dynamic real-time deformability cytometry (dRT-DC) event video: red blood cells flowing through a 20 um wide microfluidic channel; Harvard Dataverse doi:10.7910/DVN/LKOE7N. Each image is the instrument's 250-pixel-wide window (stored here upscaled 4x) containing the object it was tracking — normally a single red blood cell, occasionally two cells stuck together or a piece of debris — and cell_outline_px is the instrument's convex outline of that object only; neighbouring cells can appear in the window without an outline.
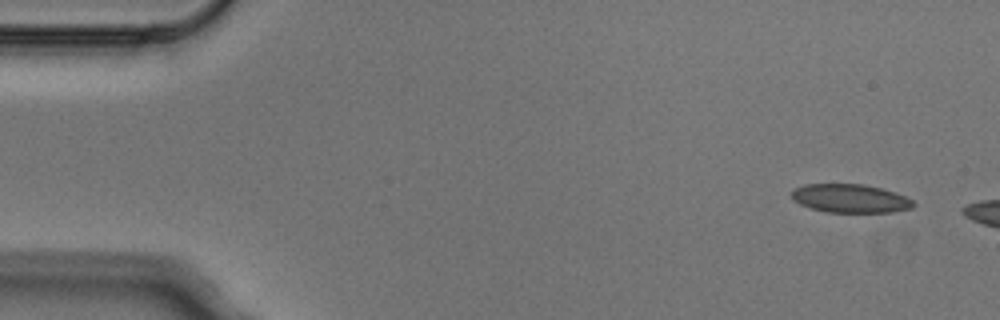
{"species": "Egyptian fruit bat (a non-hibernating species)", "species_latin": "Rousettus aegyptiacus", "temperature_condition": "cold", "stored_images_in_passage": 4, "camera_frame_rate_fps": 3000, "um_per_image_px": 0.085, "animal": {"sex": "male"}, "frame": {"image": 1, "passage_image": 1, "time_ms": 0.0, "image_size_px": [1000, 320], "cell_outline_px": [[916, 204], [912, 208], [892, 212], [828, 212], [812, 208], [800, 204], [792, 200], [792, 192], [796, 188], [804, 184], [864, 184], [896, 192], [912, 200]], "centroid_in_image_um": [72.29, 16.86], "position_along_channel_um": 12.7, "area_um2": 20.17}}